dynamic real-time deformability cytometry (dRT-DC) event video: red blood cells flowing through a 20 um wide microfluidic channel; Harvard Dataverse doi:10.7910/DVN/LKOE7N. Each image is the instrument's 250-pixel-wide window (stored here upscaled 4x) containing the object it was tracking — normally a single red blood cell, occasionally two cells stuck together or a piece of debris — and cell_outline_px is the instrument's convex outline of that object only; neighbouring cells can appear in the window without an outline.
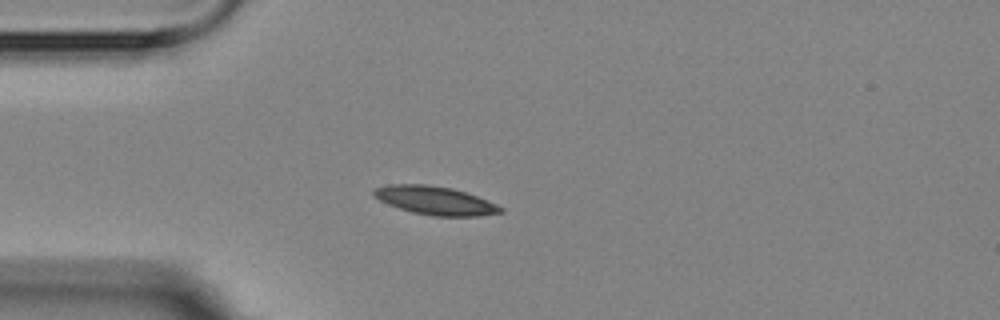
{"species": "Egyptian fruit bat (a non-hibernating species)", "species_latin": "Rousettus aegyptiacus", "temperature_condition": "room temperature", "stored_images_in_passage": 5, "camera_frame_rate_fps": 3000, "um_per_image_px": 0.085, "animal": {"sex": "female"}, "frame": {"image": 1, "passage_image": 4, "time_ms": 3.667, "image_size_px": [1000, 320], "cell_outline_px": [[504, 212], [480, 216], [432, 216], [412, 212], [388, 204], [372, 196], [372, 192], [376, 188], [388, 184], [424, 184], [452, 188], [476, 196], [496, 204], [504, 208]], "centroid_in_image_um": [36.98, 17.05], "position_along_channel_um": 48.0, "area_um2": 20.92}}